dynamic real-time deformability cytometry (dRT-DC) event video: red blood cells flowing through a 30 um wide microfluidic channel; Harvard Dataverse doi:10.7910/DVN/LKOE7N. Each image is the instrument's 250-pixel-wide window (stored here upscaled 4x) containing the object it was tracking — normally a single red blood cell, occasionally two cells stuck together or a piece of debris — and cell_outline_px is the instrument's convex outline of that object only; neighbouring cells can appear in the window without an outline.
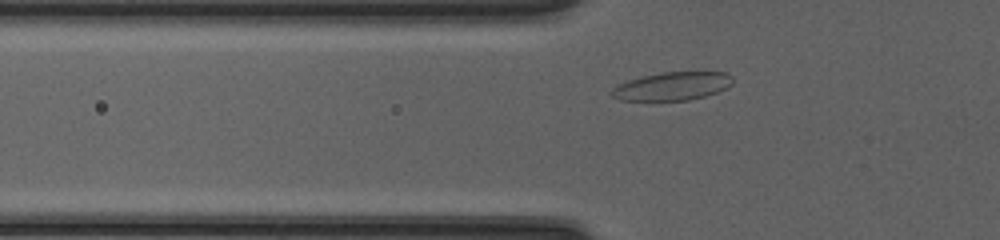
{"species": "common noctule bat (a hibernating species)", "species_latin": "Nyctalus noctula", "temperature_condition": "cold", "stored_images_in_passage": 38, "camera_frame_rate_fps": 3000, "um_per_image_px": 0.085, "animal": {"sex": "female", "body_mass_g": 20.0, "forearm_length_mm": 54.0}, "frame": {"image": 1, "passage_image": 6, "time_ms": 1.667, "image_size_px": [1000, 240], "cell_outline_px": [[732, 84], [728, 88], [704, 96], [688, 100], [620, 100], [612, 96], [612, 88], [628, 80], [640, 76], [664, 72], [724, 72], [732, 76]], "centroid_in_image_um": [57.16, 7.32], "position_along_channel_um": 68.6, "area_um2": 19.77}}
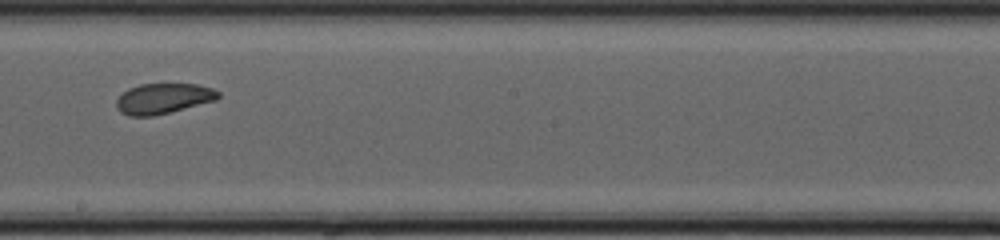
{"frame": {"image": 2, "passage_image": 18, "time_ms": 5.667, "image_size_px": [1000, 240], "cell_outline_px": [[220, 96], [216, 100], [152, 116], [128, 116], [120, 112], [116, 108], [116, 100], [128, 88], [140, 84], [196, 84], [212, 88], [220, 92]], "centroid_in_image_um": [13.86, 8.37], "position_along_channel_um": 234.3, "area_um2": 17.92}}
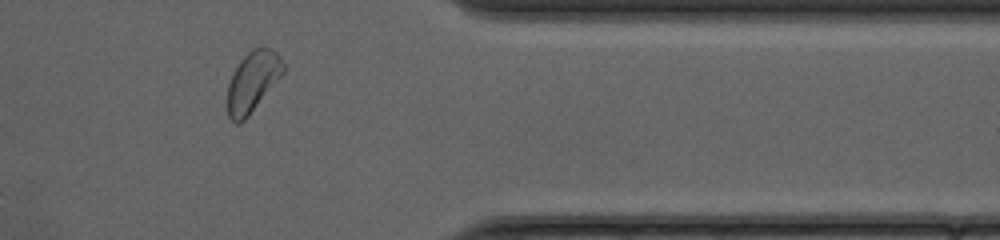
{"frame": {"image": 3, "passage_image": 30, "time_ms": 9.667, "image_size_px": [1000, 240], "cell_outline_px": [[284, 72], [248, 116], [240, 124], [236, 124], [228, 116], [224, 100], [228, 84], [232, 72], [240, 60], [248, 52], [264, 44], [272, 48], [280, 56], [284, 64]], "centroid_in_image_um": [21.42, 6.93], "position_along_channel_um": 390.0, "area_um2": 20.11}, "authors_computed_cell_mechanics": {"area_um2": 19.3341, "velocity_mm_per_s": 4.193, "shape_relaxation_time_tau1_ms": 4.457, "shape_relaxation_time_tau2_ms": 3.5652, "deformation_change_tau1": 0.0913, "deformation_change_tau2": 0.089}}